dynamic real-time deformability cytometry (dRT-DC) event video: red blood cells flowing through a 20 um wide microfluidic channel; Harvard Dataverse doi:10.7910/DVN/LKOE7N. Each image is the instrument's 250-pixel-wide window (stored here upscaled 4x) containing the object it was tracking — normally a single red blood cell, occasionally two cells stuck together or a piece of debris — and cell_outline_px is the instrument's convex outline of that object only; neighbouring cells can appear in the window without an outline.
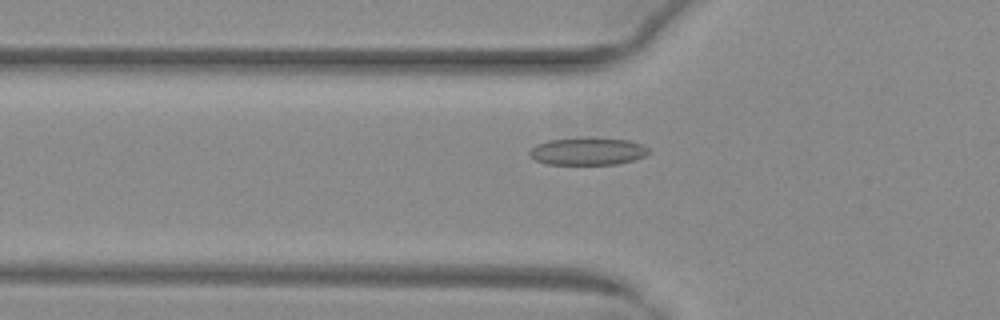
{"species": "common noctule bat (a hibernating species)", "species_latin": "Nyctalus noctula", "temperature_condition": "warm", "stored_images_in_passage": 42, "camera_frame_rate_fps": 3000, "um_per_image_px": 0.085, "animal": {"sex": "female", "body_mass_g": 29.2, "forearm_length_mm": 56.3}, "frame": {"image": 1, "passage_image": 8, "time_ms": 2.333, "image_size_px": [1000, 320], "cell_outline_px": [[652, 152], [644, 156], [632, 160], [616, 164], [548, 164], [536, 160], [528, 152], [536, 144], [548, 140], [588, 136], [628, 140], [640, 144], [648, 148]], "centroid_in_image_um": [49.96, 12.83], "position_along_channel_um": 75.8, "area_um2": 19.25}}
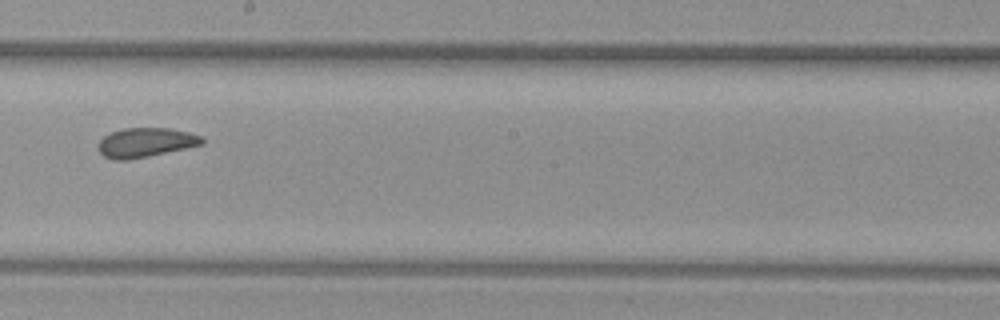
{"frame": {"image": 2, "passage_image": 20, "time_ms": 6.333, "image_size_px": [1000, 320], "cell_outline_px": [[204, 144], [148, 156], [128, 160], [112, 160], [104, 156], [100, 152], [100, 140], [104, 136], [112, 132], [124, 128], [168, 128], [188, 132], [204, 136]], "centroid_in_image_um": [12.41, 12.11], "position_along_channel_um": 235.8, "area_um2": 17.63}}
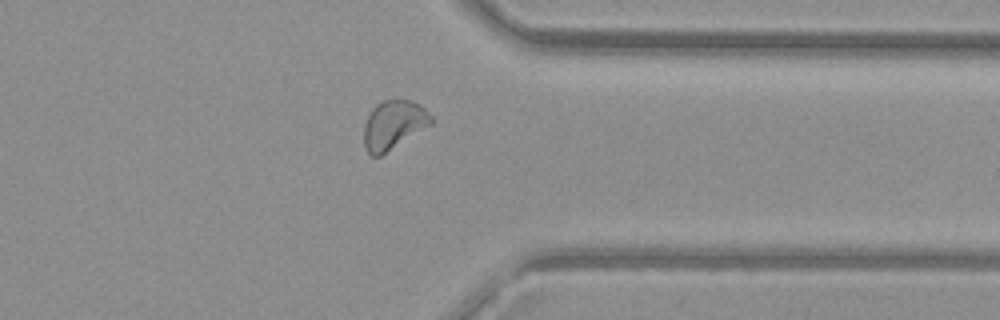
{"frame": {"image": 3, "passage_image": 31, "time_ms": 10.0, "image_size_px": [1000, 320], "cell_outline_px": [[432, 124], [380, 156], [372, 156], [364, 148], [364, 124], [372, 108], [376, 104], [384, 100], [408, 100], [420, 104], [432, 116]], "centroid_in_image_um": [33.44, 10.61], "position_along_channel_um": 378.0, "area_um2": 19.02}, "authors_computed_cell_mechanics": {"area_um2": 18.9295, "velocity_mm_per_s": 3.9895, "shape_relaxation_time_tau1_ms": 9.45, "shape_relaxation_time_tau2_ms": 1.8237, "deformation_change_tau1": 0.1336, "deformation_change_tau2": 0.0818}}